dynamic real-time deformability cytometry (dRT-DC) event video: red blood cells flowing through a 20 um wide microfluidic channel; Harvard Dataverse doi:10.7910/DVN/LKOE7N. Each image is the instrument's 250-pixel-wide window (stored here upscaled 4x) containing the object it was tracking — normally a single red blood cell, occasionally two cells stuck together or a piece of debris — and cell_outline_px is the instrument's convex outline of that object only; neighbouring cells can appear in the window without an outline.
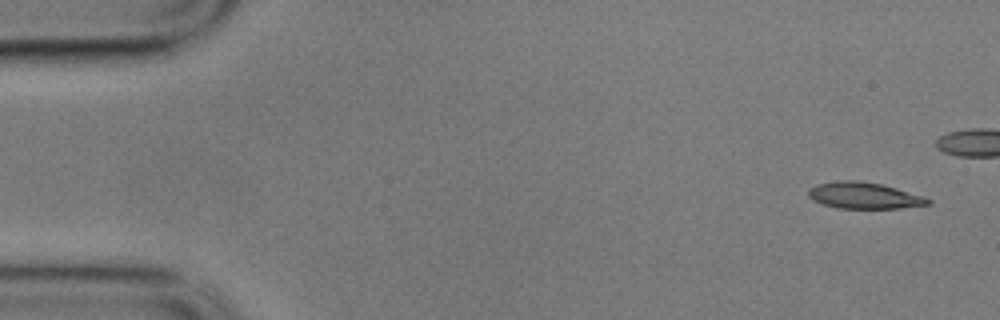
{"species": "common noctule bat (a hibernating species)", "species_latin": "Nyctalus noctula", "temperature_condition": "cold", "stored_images_in_passage": 16, "camera_frame_rate_fps": 3000, "um_per_image_px": 0.085, "animal": {"sex": "male", "body_mass_g": 17.9}, "frame": {"image": 1, "passage_image": 1, "time_ms": 0.0, "image_size_px": [1000, 320], "cell_outline_px": [[932, 204], [900, 208], [836, 208], [812, 200], [808, 196], [808, 188], [816, 184], [836, 180], [860, 180], [880, 184], [896, 188], [924, 196], [932, 200]], "centroid_in_image_um": [73.43, 16.61], "position_along_channel_um": 11.6, "area_um2": 18.55}}
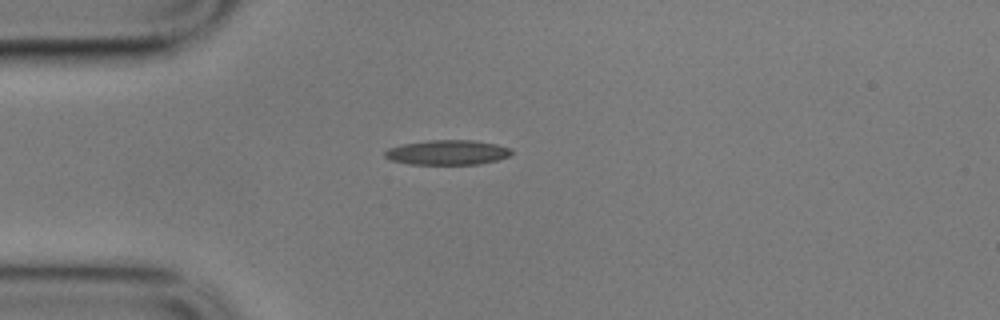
{"frame": {"image": 2, "passage_image": 5, "time_ms": 1.333, "image_size_px": [1000, 320], "cell_outline_px": [[512, 152], [508, 156], [496, 160], [480, 164], [408, 164], [392, 160], [384, 156], [384, 152], [388, 148], [400, 144], [428, 140], [476, 140], [496, 144], [512, 148]], "centroid_in_image_um": [38.02, 12.95], "position_along_channel_um": 47.0, "area_um2": 18.38}}
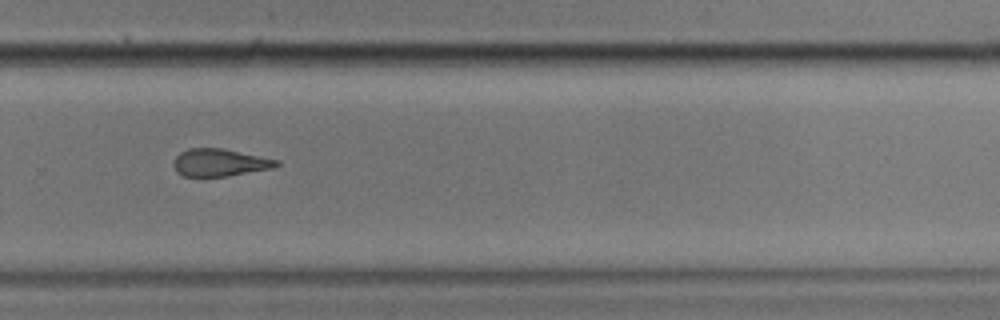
{"frame": {"image": 3, "passage_image": 12, "time_ms": 3.667, "image_size_px": [1000, 320], "cell_outline_px": [[280, 164], [272, 168], [228, 176], [184, 176], [176, 172], [172, 164], [176, 156], [180, 152], [188, 148], [224, 148], [280, 160]], "centroid_in_image_um": [18.67, 13.81], "position_along_channel_um": 311.1, "area_um2": 16.59}}